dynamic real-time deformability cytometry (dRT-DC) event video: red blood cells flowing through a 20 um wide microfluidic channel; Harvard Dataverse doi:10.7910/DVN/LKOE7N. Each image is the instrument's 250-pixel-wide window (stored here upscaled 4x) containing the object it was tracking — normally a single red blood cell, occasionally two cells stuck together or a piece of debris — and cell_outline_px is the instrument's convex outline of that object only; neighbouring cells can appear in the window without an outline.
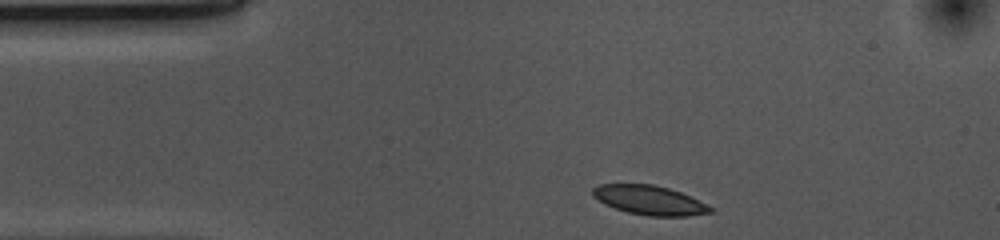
{"species": "common noctule bat (a hibernating species)", "species_latin": "Nyctalus noctula", "temperature_condition": "cold", "stored_images_in_passage": 34, "camera_frame_rate_fps": 3000, "um_per_image_px": 0.085, "animal": {"sex": "female", "body_mass_g": 10.0, "forearm_length_mm": 53.1}, "frame": {"image": 1, "passage_image": 1, "time_ms": 0.0, "image_size_px": [1000, 240], "cell_outline_px": [[712, 212], [688, 216], [648, 216], [628, 212], [604, 204], [592, 196], [592, 188], [596, 184], [652, 184], [668, 188], [680, 192], [712, 208]], "centroid_in_image_um": [55.13, 17.01], "position_along_channel_um": 29.9, "area_um2": 19.83}}
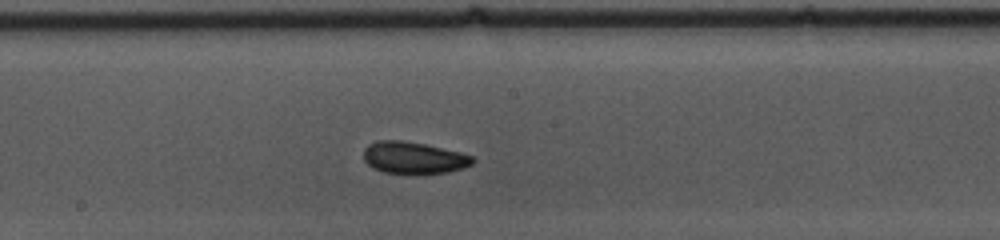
{"frame": {"image": 2, "passage_image": 19, "time_ms": 6.0, "image_size_px": [1000, 240], "cell_outline_px": [[476, 160], [472, 164], [464, 168], [448, 172], [416, 176], [412, 176], [384, 172], [372, 168], [364, 160], [364, 148], [368, 144], [380, 140], [404, 140], [424, 144], [460, 152], [472, 156]], "centroid_in_image_um": [35.16, 13.45], "position_along_channel_um": 213.0, "area_um2": 20.92}}
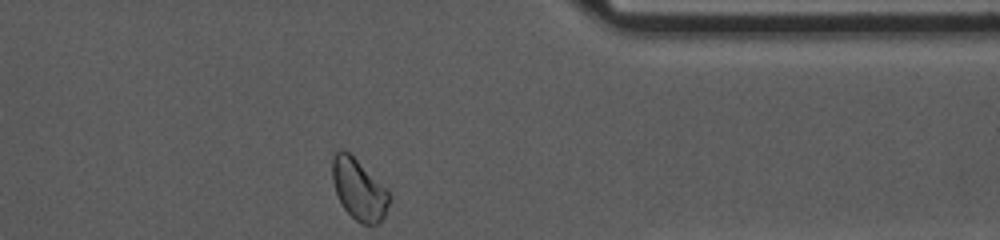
{"frame": {"image": 3, "passage_image": 34, "time_ms": 11.0, "image_size_px": [1000, 240], "cell_outline_px": [[392, 196], [384, 216], [376, 224], [364, 224], [356, 220], [344, 208], [336, 192], [332, 180], [332, 156], [340, 148], [344, 148]], "centroid_in_image_um": [30.47, 16.09], "position_along_channel_um": 380.9, "area_um2": 19.65}, "authors_computed_cell_mechanics": {"area_um2": 20.2878, "velocity_mm_per_s": 3.6716, "shape_relaxation_time_tau1_ms": 4.6257, "shape_relaxation_time_tau2_ms": 2.3408, "deformation_change_tau1": 0.1234, "deformation_change_tau2": 0.0485}}